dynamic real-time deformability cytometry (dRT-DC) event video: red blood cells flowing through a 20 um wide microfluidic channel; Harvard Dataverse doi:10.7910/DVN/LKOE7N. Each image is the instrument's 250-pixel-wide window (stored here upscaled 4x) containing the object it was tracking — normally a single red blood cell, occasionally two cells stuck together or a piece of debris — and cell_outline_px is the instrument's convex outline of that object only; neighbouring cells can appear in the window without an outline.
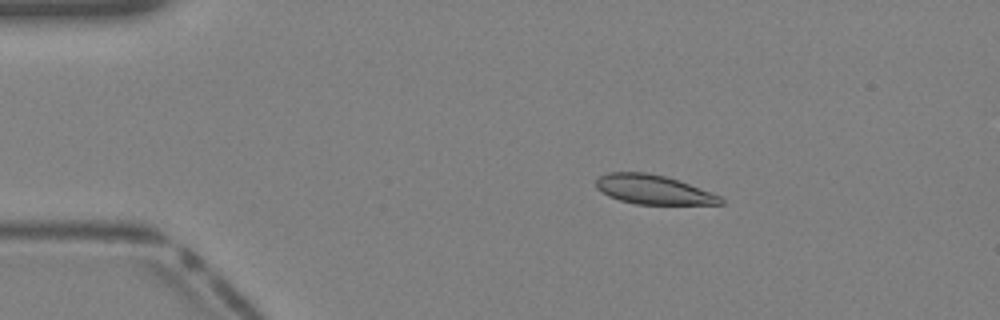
{"species": "Egyptian fruit bat (a non-hibernating species)", "species_latin": "Rousettus aegyptiacus", "temperature_condition": "warm", "stored_images_in_passage": 38, "camera_frame_rate_fps": 3000, "um_per_image_px": 0.085, "animal": {"sex": "female"}, "frame": {"image": 1, "passage_image": 6, "time_ms": 1.667, "image_size_px": [1000, 320], "cell_outline_px": [[724, 204], [636, 204], [620, 200], [608, 196], [600, 192], [596, 188], [596, 180], [600, 176], [608, 172], [648, 172], [664, 176], [688, 184], [720, 196], [724, 200]], "centroid_in_image_um": [55.48, 16.12], "position_along_channel_um": 29.5, "area_um2": 21.04}}
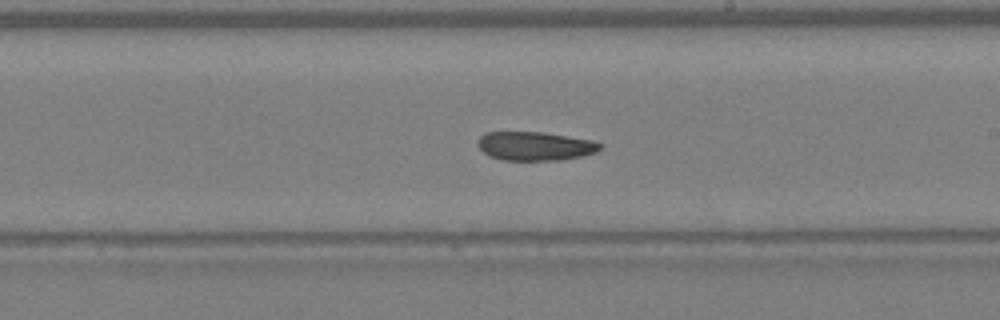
{"frame": {"image": 2, "passage_image": 22, "time_ms": 7.0, "image_size_px": [1000, 320], "cell_outline_px": [[604, 144], [596, 152], [580, 156], [560, 160], [504, 160], [488, 156], [476, 144], [480, 136], [484, 132], [544, 132], [592, 140]], "centroid_in_image_um": [45.46, 12.41], "position_along_channel_um": 243.5, "area_um2": 20.58}}
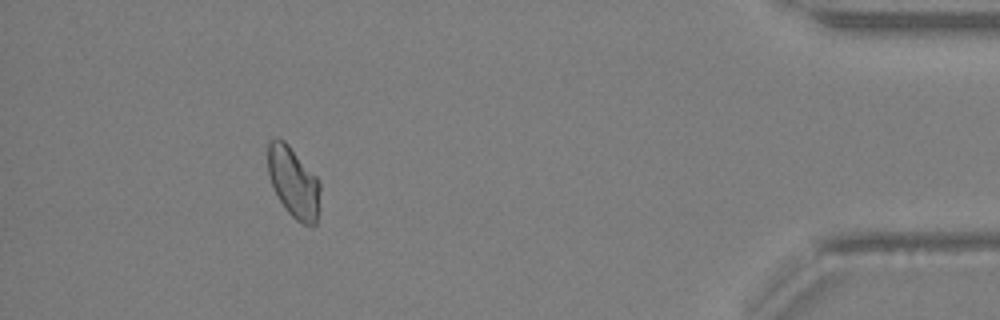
{"frame": {"image": 3, "passage_image": 35, "time_ms": 11.333, "image_size_px": [1000, 320], "cell_outline_px": [[320, 188], [316, 224], [312, 228], [296, 220], [284, 208], [272, 184], [268, 172], [268, 140], [276, 136], [284, 140], [288, 144], [320, 180]], "centroid_in_image_um": [24.95, 15.48], "position_along_channel_um": 410.2, "area_um2": 21.56}}